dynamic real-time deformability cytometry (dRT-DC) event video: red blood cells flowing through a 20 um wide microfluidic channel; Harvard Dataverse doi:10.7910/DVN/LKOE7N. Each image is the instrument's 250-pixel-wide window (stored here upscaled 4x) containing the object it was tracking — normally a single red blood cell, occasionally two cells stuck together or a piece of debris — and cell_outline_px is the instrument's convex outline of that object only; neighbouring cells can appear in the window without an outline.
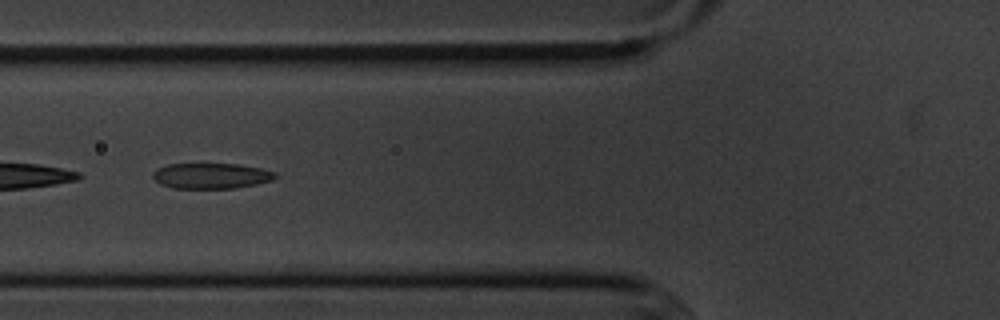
{"species": "common noctule bat (a hibernating species)", "species_latin": "Nyctalus noctula", "temperature_condition": "cold", "stored_images_in_passage": 7, "camera_frame_rate_fps": 3000, "um_per_image_px": 0.085, "animal": {"sex": "male", "body_mass_g": 20.1, "forearm_length_mm": 53.5}, "frame": {"image": 1, "passage_image": 5, "time_ms": 5.667, "image_size_px": [1000, 320], "cell_outline_px": [[276, 176], [272, 180], [256, 184], [232, 188], [172, 188], [160, 184], [152, 176], [152, 172], [156, 168], [168, 164], [240, 164], [260, 168], [276, 172]], "centroid_in_image_um": [17.92, 14.94], "position_along_channel_um": 107.9, "area_um2": 18.21}}
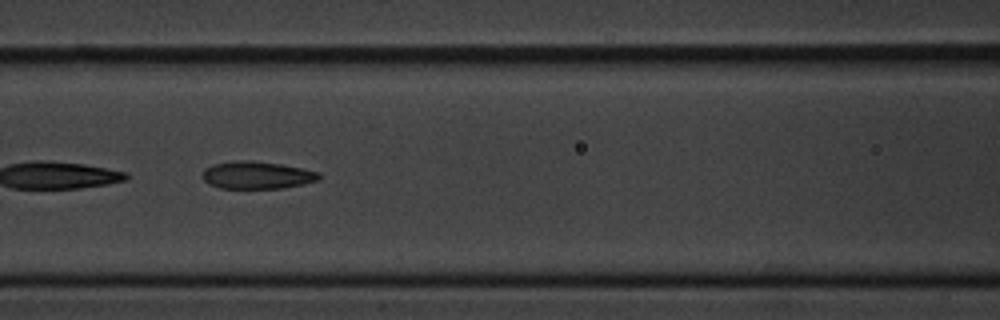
{"frame": {"image": 2, "passage_image": 6, "time_ms": 6.667, "image_size_px": [1000, 320], "cell_outline_px": [[320, 180], [304, 184], [284, 188], [220, 188], [208, 184], [200, 176], [204, 168], [212, 164], [244, 160], [252, 160], [280, 164], [304, 168], [320, 172]], "centroid_in_image_um": [21.84, 14.89], "position_along_channel_um": 144.8, "area_um2": 18.9}}